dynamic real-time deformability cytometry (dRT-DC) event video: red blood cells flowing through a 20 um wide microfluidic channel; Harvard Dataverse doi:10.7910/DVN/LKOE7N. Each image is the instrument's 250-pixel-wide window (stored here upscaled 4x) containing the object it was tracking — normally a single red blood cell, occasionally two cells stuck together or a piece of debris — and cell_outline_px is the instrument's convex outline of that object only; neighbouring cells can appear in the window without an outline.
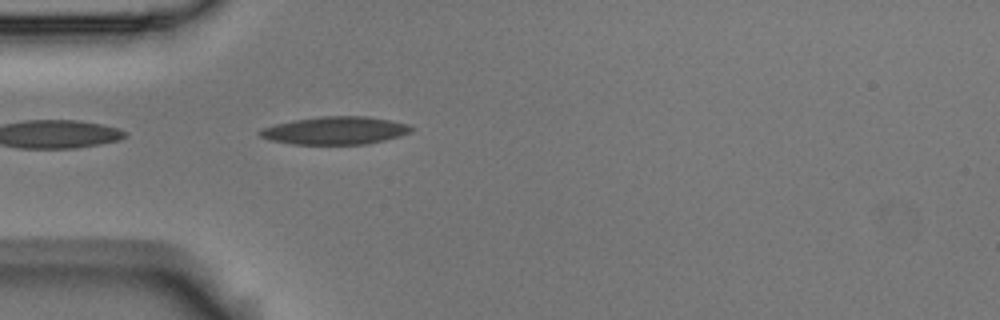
{"species": "Egyptian fruit bat (a non-hibernating species)", "species_latin": "Rousettus aegyptiacus", "temperature_condition": "room temperature", "stored_images_in_passage": 4, "camera_frame_rate_fps": 3000, "um_per_image_px": 0.085, "animal": {"sex": "male"}, "frame": {"image": 1, "passage_image": 4, "time_ms": 1.0, "image_size_px": [1000, 320], "cell_outline_px": [[412, 128], [408, 132], [400, 136], [368, 144], [292, 144], [268, 140], [260, 136], [256, 132], [260, 128], [276, 124], [296, 120], [320, 116], [368, 116], [408, 124]], "centroid_in_image_um": [28.43, 11.1], "position_along_channel_um": 56.6, "area_um2": 24.45}}